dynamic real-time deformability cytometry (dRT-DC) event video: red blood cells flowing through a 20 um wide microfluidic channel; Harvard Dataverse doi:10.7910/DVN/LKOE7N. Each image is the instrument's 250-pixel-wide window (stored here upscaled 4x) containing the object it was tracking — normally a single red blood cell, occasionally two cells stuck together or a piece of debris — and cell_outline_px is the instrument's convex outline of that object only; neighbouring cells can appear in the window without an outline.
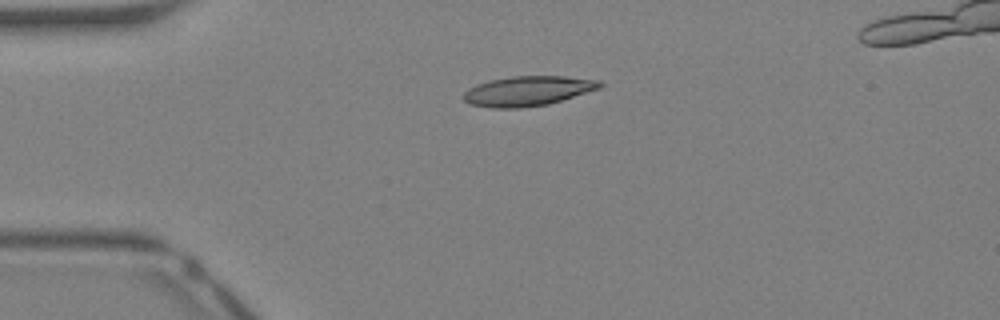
{"species": "Egyptian fruit bat (a non-hibernating species)", "species_latin": "Rousettus aegyptiacus", "temperature_condition": "warm", "stored_images_in_passage": 34, "camera_frame_rate_fps": 3000, "um_per_image_px": 0.085, "animal": {"sex": "female"}, "frame": {"image": 1, "passage_image": 2, "time_ms": 0.333, "image_size_px": [1000, 320], "cell_outline_px": [[604, 84], [600, 88], [548, 104], [520, 108], [492, 108], [472, 104], [464, 100], [460, 96], [468, 88], [476, 84], [492, 80], [512, 76], [564, 76], [600, 80]], "centroid_in_image_um": [44.84, 7.73], "position_along_channel_um": 40.2, "area_um2": 23.64}}
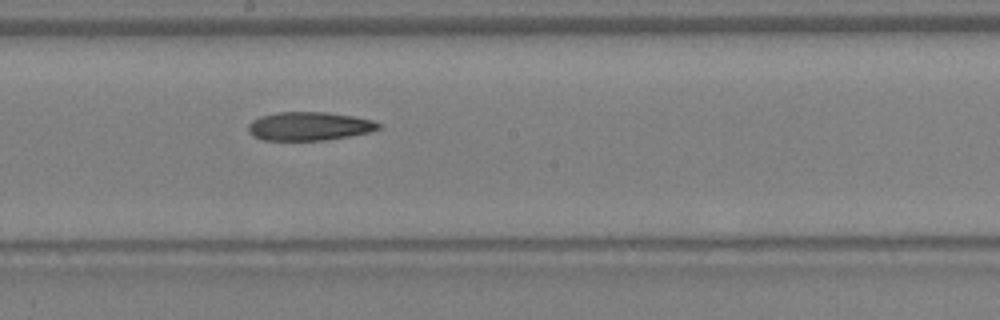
{"frame": {"image": 2, "passage_image": 15, "time_ms": 4.667, "image_size_px": [1000, 320], "cell_outline_px": [[380, 128], [368, 132], [348, 136], [324, 140], [264, 140], [252, 136], [248, 132], [248, 124], [252, 120], [260, 116], [276, 112], [324, 112], [352, 116], [372, 120], [380, 124]], "centroid_in_image_um": [26.22, 10.72], "position_along_channel_um": 222.0, "area_um2": 21.56}}
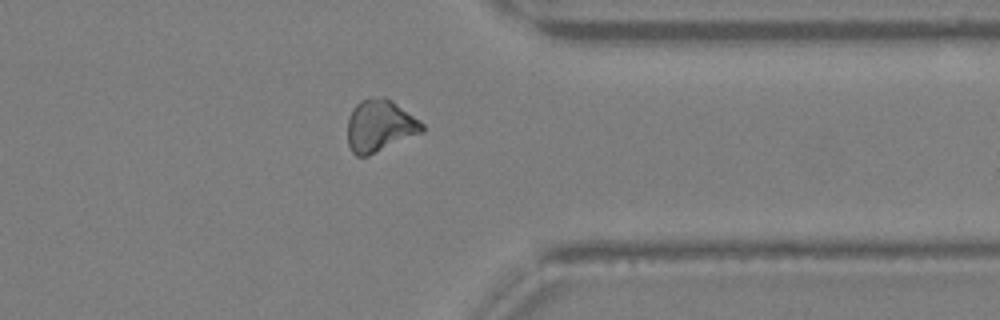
{"frame": {"image": 3, "passage_image": 25, "time_ms": 8.0, "image_size_px": [1000, 320], "cell_outline_px": [[424, 132], [368, 156], [356, 156], [352, 152], [348, 144], [348, 116], [352, 108], [360, 100], [376, 96], [384, 96], [392, 100], [420, 120], [424, 124]], "centroid_in_image_um": [32.29, 10.68], "position_along_channel_um": 379.1, "area_um2": 22.95}, "authors_computed_cell_mechanics": {"area_um2": 22.1663, "velocity_mm_per_s": 4.9084, "shape_relaxation_time_tau1_ms": 8.2013, "shape_relaxation_time_tau2_ms": null, "deformation_change_tau1": 0.2132, "deformation_change_tau2": null}}